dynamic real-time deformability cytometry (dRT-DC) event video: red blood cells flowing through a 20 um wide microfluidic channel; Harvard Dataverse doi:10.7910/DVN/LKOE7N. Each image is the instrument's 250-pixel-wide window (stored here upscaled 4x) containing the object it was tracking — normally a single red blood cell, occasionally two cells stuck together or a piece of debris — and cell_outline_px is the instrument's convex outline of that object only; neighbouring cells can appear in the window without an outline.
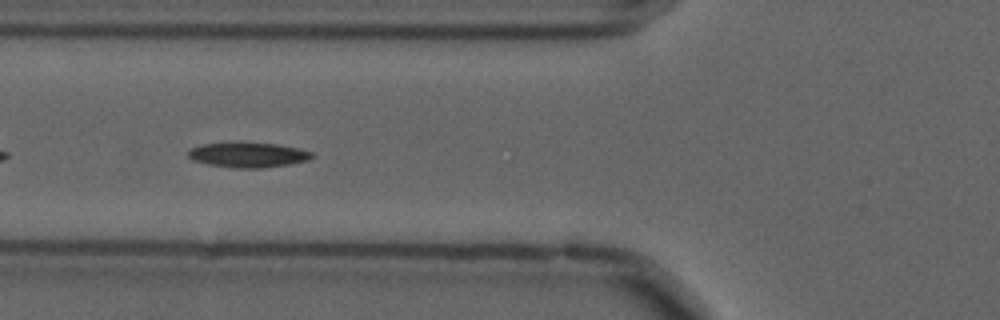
{"species": "common noctule bat (a hibernating species)", "species_latin": "Nyctalus noctula", "temperature_condition": "cold", "stored_images_in_passage": 33, "camera_frame_rate_fps": 3000, "um_per_image_px": 0.085, "animal": {"sex": "male", "forearm_length_mm": 52.5}, "frame": {"image": 1, "passage_image": 6, "time_ms": 1.667, "image_size_px": [1000, 320], "cell_outline_px": [[316, 156], [308, 160], [288, 164], [260, 168], [232, 168], [208, 164], [192, 160], [188, 156], [188, 152], [192, 148], [200, 144], [232, 140], [236, 140], [276, 144], [300, 148], [312, 152]], "centroid_in_image_um": [21.06, 13.12], "position_along_channel_um": 104.7, "area_um2": 18.73}}
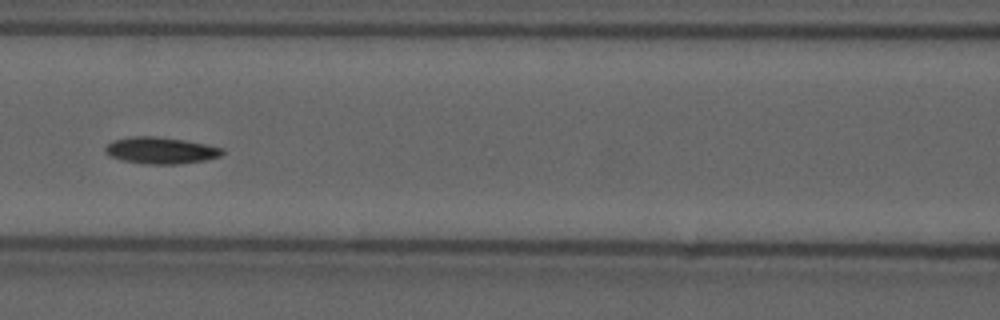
{"frame": {"image": 2, "passage_image": 10, "time_ms": 3.0, "image_size_px": [1000, 320], "cell_outline_px": [[224, 152], [220, 156], [204, 160], [180, 164], [144, 164], [124, 160], [108, 156], [104, 152], [104, 148], [112, 140], [132, 136], [156, 136], [184, 140], [208, 144], [224, 148]], "centroid_in_image_um": [13.65, 12.78], "position_along_channel_um": 152.9, "area_um2": 18.32}}